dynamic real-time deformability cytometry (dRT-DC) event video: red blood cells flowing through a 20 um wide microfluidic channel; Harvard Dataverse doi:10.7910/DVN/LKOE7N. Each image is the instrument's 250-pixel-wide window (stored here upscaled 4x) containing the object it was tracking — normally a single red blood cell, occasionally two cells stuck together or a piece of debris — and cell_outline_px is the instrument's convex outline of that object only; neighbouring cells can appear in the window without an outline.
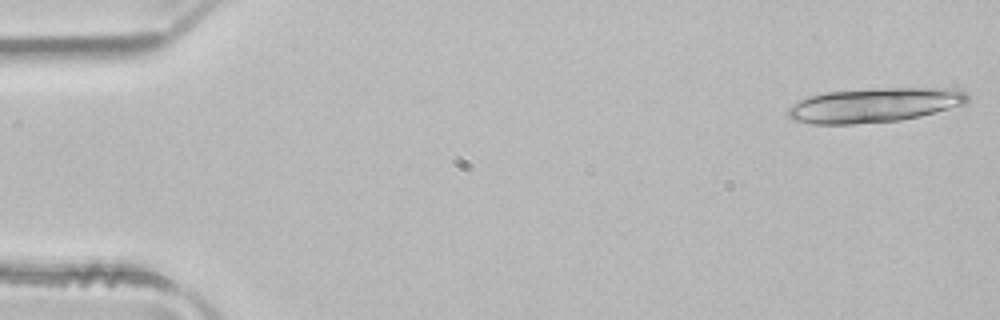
{"species": "common noctule bat (a hibernating species)", "species_latin": "Nyctalus noctula", "temperature_condition": "room temperature", "stored_images_in_passage": 17, "camera_frame_rate_fps": 3000, "um_per_image_px": 0.085, "animal": {"sex": "male", "body_mass_g": 21.5, "forearm_length_mm": 52.0}, "frame": {"image": 1, "passage_image": 1, "time_ms": 0.0, "image_size_px": [1000, 320], "cell_outline_px": [[968, 100], [964, 104], [936, 112], [920, 116], [900, 120], [852, 124], [812, 124], [792, 120], [788, 116], [788, 108], [792, 104], [808, 96], [824, 92], [872, 88], [956, 88], [968, 92]], "centroid_in_image_um": [74.31, 8.92], "position_along_channel_um": 10.7, "area_um2": 36.3}}